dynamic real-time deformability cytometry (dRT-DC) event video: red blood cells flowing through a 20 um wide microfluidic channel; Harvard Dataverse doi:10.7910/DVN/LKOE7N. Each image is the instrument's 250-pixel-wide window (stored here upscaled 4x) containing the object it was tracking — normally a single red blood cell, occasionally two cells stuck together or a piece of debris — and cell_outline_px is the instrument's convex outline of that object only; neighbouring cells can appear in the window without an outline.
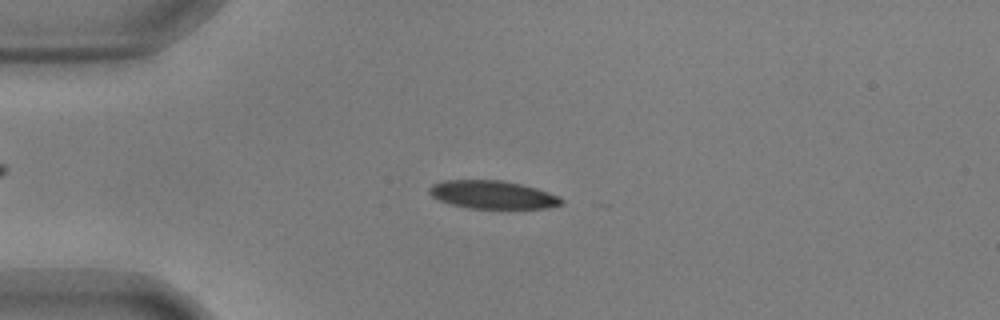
{"species": "common noctule bat (a hibernating species)", "species_latin": "Nyctalus noctula", "temperature_condition": "warm", "stored_images_in_passage": 47, "camera_frame_rate_fps": 3000, "um_per_image_px": 0.085, "animal": {"sex": "male", "body_mass_g": 17.9, "forearm_length_mm": 54.2}, "frame": {"image": 1, "passage_image": 11, "time_ms": 3.333, "image_size_px": [1000, 320], "cell_outline_px": [[564, 204], [548, 208], [468, 208], [452, 204], [440, 200], [432, 196], [428, 192], [428, 188], [432, 184], [444, 180], [500, 180], [520, 184], [536, 188], [560, 196], [564, 200]], "centroid_in_image_um": [41.89, 16.55], "position_along_channel_um": 43.1, "area_um2": 21.62}}
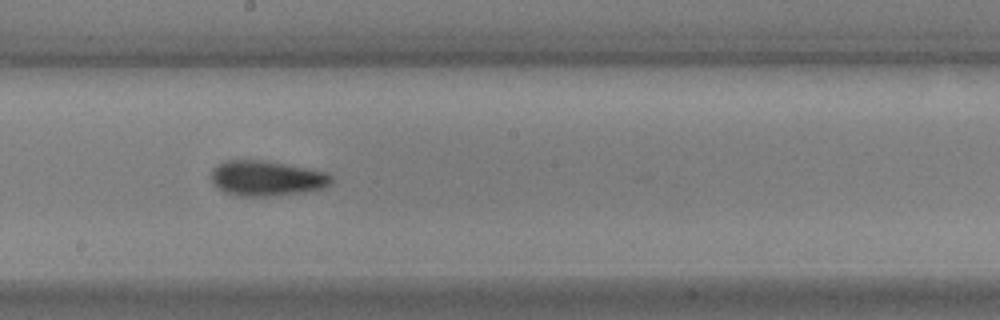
{"frame": {"image": 2, "passage_image": 28, "time_ms": 9.0, "image_size_px": [1000, 320], "cell_outline_px": [[332, 180], [324, 188], [308, 192], [272, 196], [236, 196], [224, 192], [212, 184], [212, 168], [228, 160], [260, 160], [308, 168], [328, 172], [332, 176]], "centroid_in_image_um": [22.67, 15.17], "position_along_channel_um": 225.5, "area_um2": 24.74}}
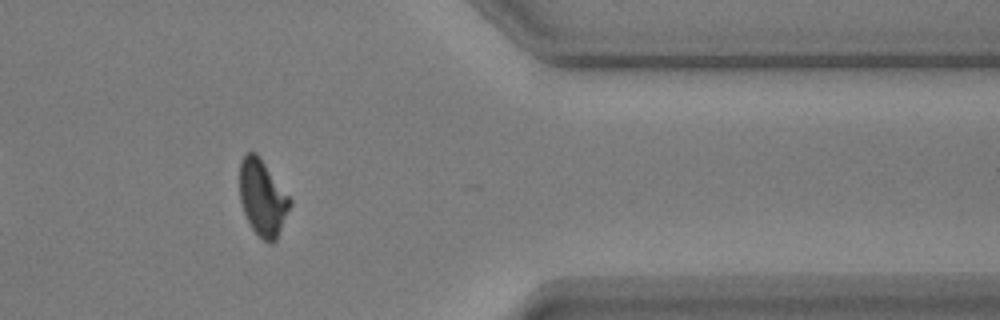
{"frame": {"image": 3, "passage_image": 43, "time_ms": 14.0, "image_size_px": [1000, 320], "cell_outline_px": [[292, 204], [276, 240], [272, 244], [268, 244], [252, 228], [244, 212], [240, 200], [240, 160], [248, 152], [256, 152], [292, 200]], "centroid_in_image_um": [22.33, 16.82], "position_along_channel_um": 389.1, "area_um2": 22.08}, "authors_computed_cell_mechanics": {"area_um2": 22.9466, "velocity_mm_per_s": 3.6247, "shape_relaxation_time_tau1_ms": 3.7264, "shape_relaxation_time_tau2_ms": 3.1226, "deformation_change_tau1": 0.1478, "deformation_change_tau2": 0.0831}}